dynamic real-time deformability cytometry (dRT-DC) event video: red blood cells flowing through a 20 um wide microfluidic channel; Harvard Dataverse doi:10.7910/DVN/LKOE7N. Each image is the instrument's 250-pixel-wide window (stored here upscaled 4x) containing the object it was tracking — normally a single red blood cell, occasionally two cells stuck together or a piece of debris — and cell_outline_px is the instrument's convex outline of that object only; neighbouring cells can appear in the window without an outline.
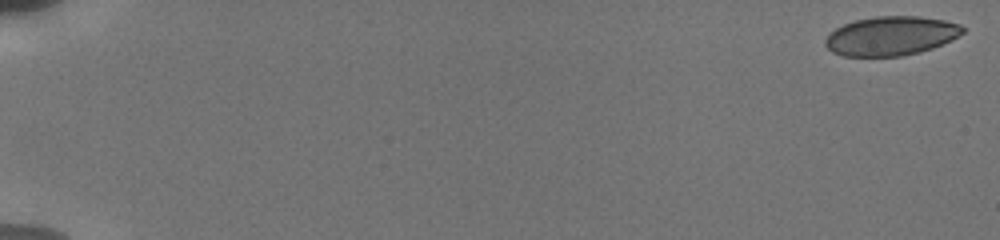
{"species": "human", "species_latin": "Homo sapiens", "temperature_condition": "cold", "stored_images_in_passage": 9, "camera_frame_rate_fps": 3000, "um_per_image_px": 0.085, "donor": {"sex": "male"}, "frame": {"image": 1, "passage_image": 1, "time_ms": 0.0, "image_size_px": [1000, 240], "cell_outline_px": [[964, 32], [952, 40], [932, 48], [900, 56], [844, 56], [832, 52], [824, 44], [824, 40], [828, 32], [844, 24], [856, 20], [876, 16], [920, 16], [944, 20], [960, 24], [964, 28]], "centroid_in_image_um": [75.71, 3.04], "position_along_channel_um": 9.3, "area_um2": 31.33}}
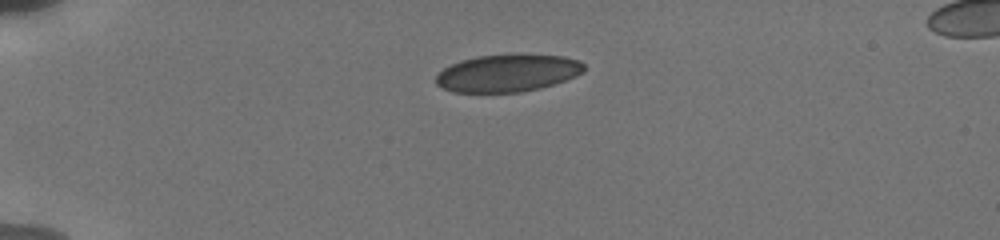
{"frame": {"image": 2, "passage_image": 7, "time_ms": 4.667, "image_size_px": [1000, 240], "cell_outline_px": [[584, 72], [576, 76], [540, 88], [520, 92], [452, 92], [436, 84], [436, 76], [444, 68], [460, 60], [476, 56], [564, 56], [580, 60], [584, 64]], "centroid_in_image_um": [43.14, 6.23], "position_along_channel_um": 41.9, "area_um2": 31.62}}
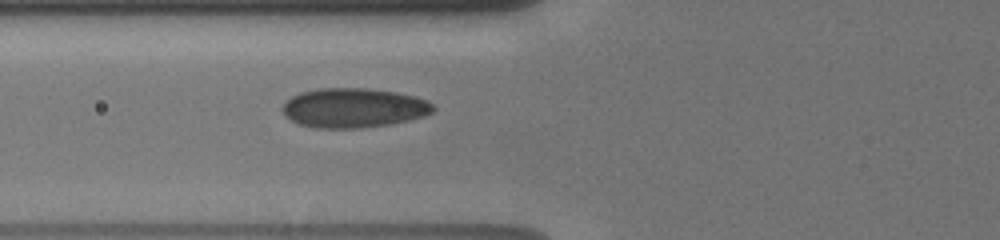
{"frame": {"image": 3, "passage_image": 9, "time_ms": 7.333, "image_size_px": [1000, 240], "cell_outline_px": [[436, 108], [432, 112], [424, 116], [392, 124], [360, 128], [316, 128], [300, 124], [284, 116], [284, 104], [292, 96], [300, 92], [320, 88], [368, 88], [396, 92], [428, 100]], "centroid_in_image_um": [30.08, 9.17], "position_along_channel_um": 95.7, "area_um2": 34.62}}